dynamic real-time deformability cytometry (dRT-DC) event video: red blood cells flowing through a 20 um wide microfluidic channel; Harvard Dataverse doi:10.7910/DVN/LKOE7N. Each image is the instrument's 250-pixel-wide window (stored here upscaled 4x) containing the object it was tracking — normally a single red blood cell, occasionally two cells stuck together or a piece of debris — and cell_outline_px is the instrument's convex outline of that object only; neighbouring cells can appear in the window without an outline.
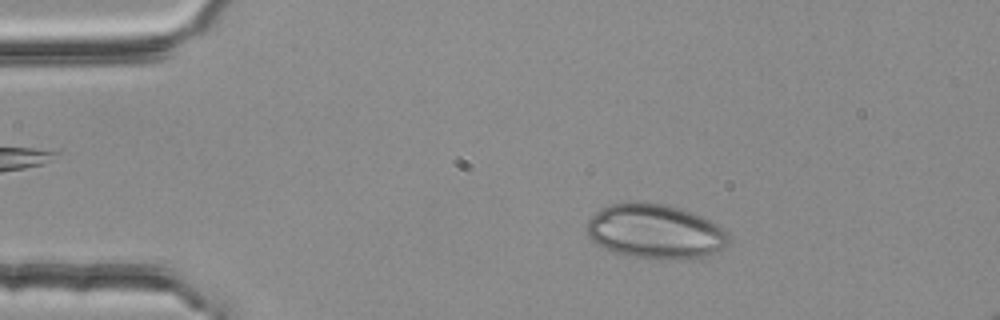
{"species": "common noctule bat (a hibernating species)", "species_latin": "Nyctalus noctula", "temperature_condition": "room temperature", "stored_images_in_passage": 50, "camera_frame_rate_fps": 3000, "um_per_image_px": 0.085, "animal": {"sex": "female", "body_mass_g": 25.1}, "frame": {"image": 1, "passage_image": 9, "time_ms": 2.667, "image_size_px": [1000, 320], "cell_outline_px": [[728, 240], [724, 248], [712, 256], [680, 260], [660, 260], [632, 256], [616, 252], [604, 248], [596, 244], [588, 236], [584, 228], [588, 220], [596, 212], [608, 204], [668, 204], [692, 212], [712, 220], [724, 228], [728, 232]], "centroid_in_image_um": [55.74, 19.71], "position_along_channel_um": 29.3, "area_um2": 45.37}}
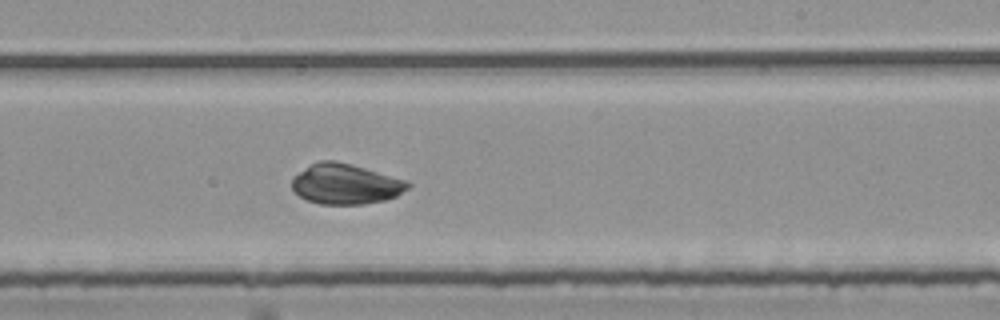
{"frame": {"image": 2, "passage_image": 32, "time_ms": 10.333, "image_size_px": [1000, 320], "cell_outline_px": [[412, 184], [408, 188], [396, 196], [388, 200], [364, 204], [320, 204], [308, 200], [300, 196], [292, 188], [292, 176], [304, 168], [320, 160], [336, 160], [352, 164], [404, 180]], "centroid_in_image_um": [29.36, 15.64], "position_along_channel_um": 259.6, "area_um2": 27.17}}
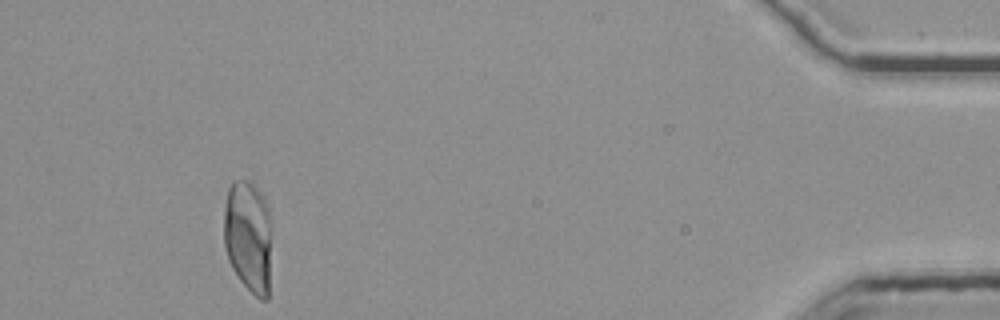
{"frame": {"image": 3, "passage_image": 50, "time_ms": 16.333, "image_size_px": [1000, 320], "cell_outline_px": [[268, 300], [260, 300], [240, 280], [232, 268], [228, 260], [224, 244], [224, 208], [228, 188], [236, 180], [248, 180], [260, 192], [268, 208]], "centroid_in_image_um": [21.04, 20.08], "position_along_channel_um": 414.2, "area_um2": 30.35}, "authors_computed_cell_mechanics": {"area_um2": 28.9, "velocity_mm_per_s": 3.7466, "shape_relaxation_time_tau1_ms": 7.2477, "shape_relaxation_time_tau2_ms": 3.8768, "deformation_change_tau1": 0.2286, "deformation_change_tau2": 0.0519}}